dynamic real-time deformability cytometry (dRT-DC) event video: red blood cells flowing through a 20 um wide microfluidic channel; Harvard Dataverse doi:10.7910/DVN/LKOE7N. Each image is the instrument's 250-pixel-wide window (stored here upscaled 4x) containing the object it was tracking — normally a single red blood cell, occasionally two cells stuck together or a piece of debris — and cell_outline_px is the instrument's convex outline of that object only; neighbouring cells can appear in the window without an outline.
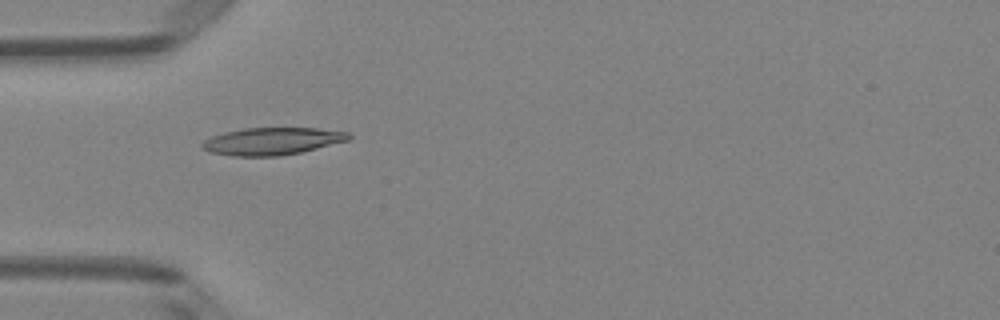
{"species": "Egyptian fruit bat (a non-hibernating species)", "species_latin": "Rousettus aegyptiacus", "temperature_condition": "room temperature", "stored_images_in_passage": 5, "camera_frame_rate_fps": 3000, "um_per_image_px": 0.085, "animal": {"sex": "female"}, "frame": {"image": 1, "passage_image": 3, "time_ms": 0.667, "image_size_px": [1000, 320], "cell_outline_px": [[352, 136], [348, 140], [300, 152], [280, 156], [232, 156], [208, 152], [200, 144], [204, 140], [212, 136], [224, 132], [244, 128], [316, 128], [348, 132]], "centroid_in_image_um": [23.09, 12.0], "position_along_channel_um": 61.9, "area_um2": 23.24}}
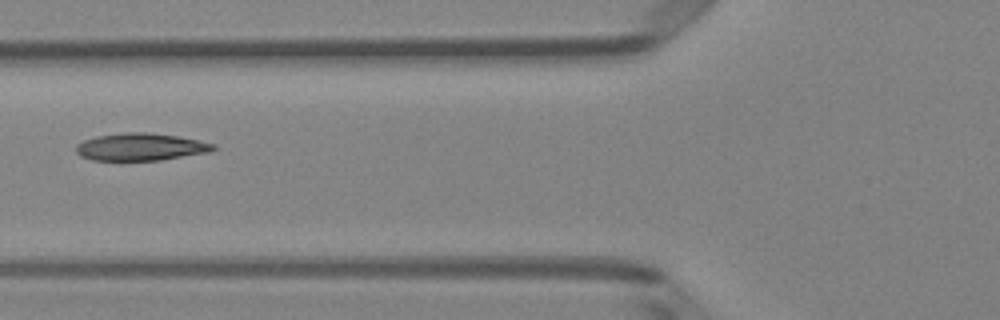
{"frame": {"image": 2, "passage_image": 4, "time_ms": 1.0, "image_size_px": [1000, 320], "cell_outline_px": [[216, 148], [212, 152], [160, 160], [92, 160], [80, 156], [76, 152], [76, 144], [84, 140], [96, 136], [128, 132], [148, 132], [176, 136], [216, 144]], "centroid_in_image_um": [11.96, 12.49], "position_along_channel_um": 113.8, "area_um2": 21.91}}
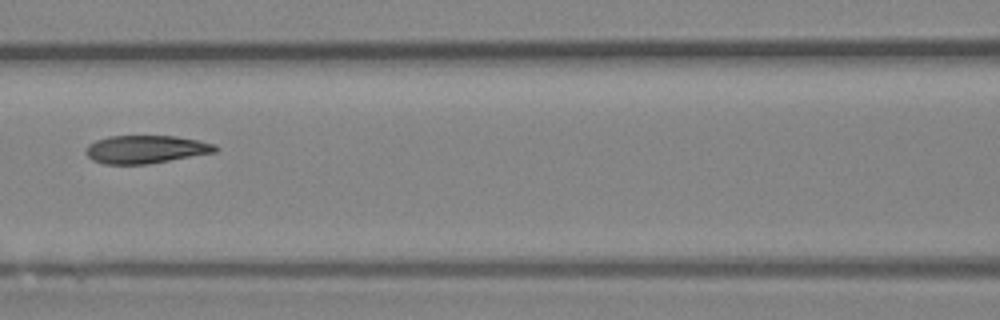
{"frame": {"image": 3, "passage_image": 5, "time_ms": 1.333, "image_size_px": [1000, 320], "cell_outline_px": [[220, 148], [216, 152], [148, 164], [104, 164], [92, 160], [88, 156], [88, 144], [96, 140], [108, 136], [176, 136], [216, 144]], "centroid_in_image_um": [12.43, 12.69], "position_along_channel_um": 154.2, "area_um2": 21.04}}